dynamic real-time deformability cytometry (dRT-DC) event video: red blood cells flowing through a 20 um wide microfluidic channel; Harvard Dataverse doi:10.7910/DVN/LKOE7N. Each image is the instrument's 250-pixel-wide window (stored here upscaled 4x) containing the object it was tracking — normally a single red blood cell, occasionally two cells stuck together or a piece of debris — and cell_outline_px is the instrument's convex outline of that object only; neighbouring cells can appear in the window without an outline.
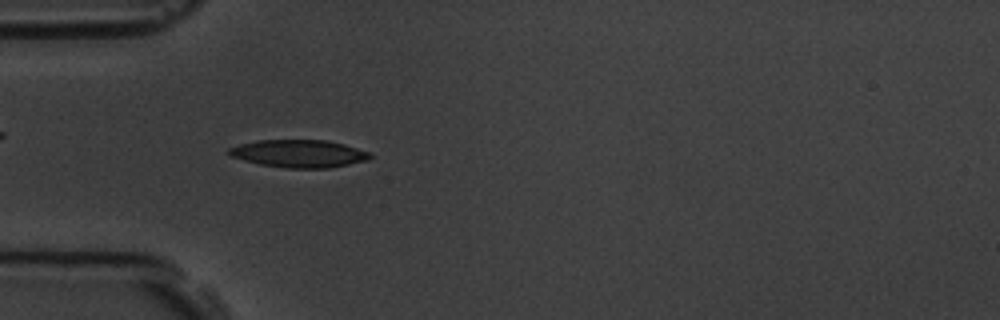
{"species": "common noctule bat (a hibernating species)", "species_latin": "Nyctalus noctula", "temperature_condition": "room temperature", "stored_images_in_passage": 55, "camera_frame_rate_fps": 3000, "um_per_image_px": 0.085, "animal": {"sex": "male", "body_mass_g": 19.5, "forearm_length_mm": 54.6}, "frame": {"image": 1, "passage_image": 16, "time_ms": 5.0, "image_size_px": [1000, 320], "cell_outline_px": [[372, 156], [368, 160], [328, 168], [284, 168], [260, 164], [244, 160], [232, 156], [228, 152], [228, 148], [240, 144], [256, 140], [324, 140], [344, 144], [368, 152]], "centroid_in_image_um": [25.39, 13.05], "position_along_channel_um": 59.6, "area_um2": 22.54}}
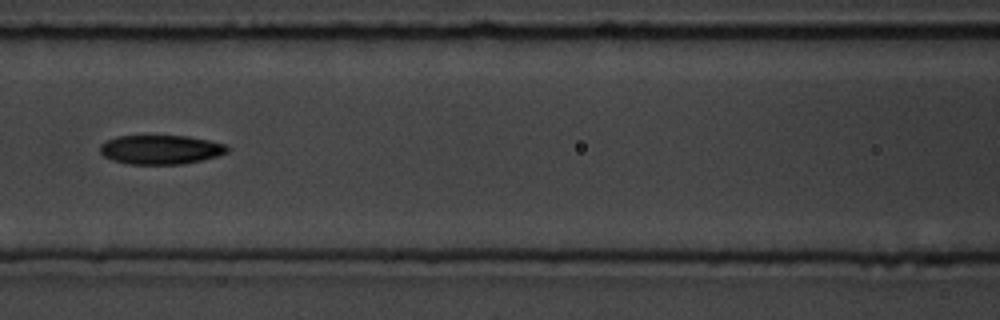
{"frame": {"image": 2, "passage_image": 24, "time_ms": 7.667, "image_size_px": [1000, 320], "cell_outline_px": [[228, 152], [204, 160], [180, 164], [128, 164], [112, 160], [104, 156], [100, 152], [100, 144], [116, 136], [188, 136], [208, 140], [224, 144], [228, 148]], "centroid_in_image_um": [13.64, 12.72], "position_along_channel_um": 153.0, "area_um2": 21.56}}
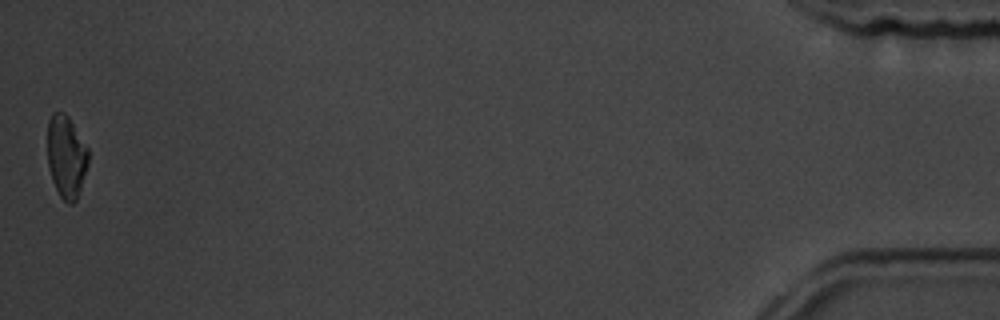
{"frame": {"image": 3, "passage_image": 55, "time_ms": 18.0, "image_size_px": [1000, 320], "cell_outline_px": [[88, 164], [76, 200], [72, 204], [68, 204], [60, 196], [52, 180], [48, 164], [48, 120], [52, 112], [64, 112], [68, 116], [88, 148]], "centroid_in_image_um": [5.63, 13.29], "position_along_channel_um": 429.6, "area_um2": 19.48}, "authors_computed_cell_mechanics": {"area_um2": 21.3282, "velocity_mm_per_s": 3.611, "shape_relaxation_time_tau1_ms": 4.9733, "shape_relaxation_time_tau2_ms": null, "deformation_change_tau1": 0.1382, "deformation_change_tau2": null}}